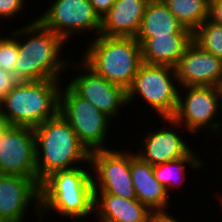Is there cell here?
Instances as JSON below:
<instances>
[{
  "instance_id": "cell-1",
  "label": "cell",
  "mask_w": 222,
  "mask_h": 222,
  "mask_svg": "<svg viewBox=\"0 0 222 222\" xmlns=\"http://www.w3.org/2000/svg\"><path fill=\"white\" fill-rule=\"evenodd\" d=\"M66 44L69 43L36 18L19 27L14 76L19 81L64 80L62 72H67L70 62L62 54Z\"/></svg>"
},
{
  "instance_id": "cell-2",
  "label": "cell",
  "mask_w": 222,
  "mask_h": 222,
  "mask_svg": "<svg viewBox=\"0 0 222 222\" xmlns=\"http://www.w3.org/2000/svg\"><path fill=\"white\" fill-rule=\"evenodd\" d=\"M89 167L90 161L85 166L56 171L40 183L39 220H44L47 218L44 216L51 212L59 214L61 218L66 217L65 220L72 219V222L94 215L93 177Z\"/></svg>"
},
{
  "instance_id": "cell-3",
  "label": "cell",
  "mask_w": 222,
  "mask_h": 222,
  "mask_svg": "<svg viewBox=\"0 0 222 222\" xmlns=\"http://www.w3.org/2000/svg\"><path fill=\"white\" fill-rule=\"evenodd\" d=\"M36 147V178L39 184L56 171L70 170L90 161L69 122L58 113L33 128Z\"/></svg>"
},
{
  "instance_id": "cell-4",
  "label": "cell",
  "mask_w": 222,
  "mask_h": 222,
  "mask_svg": "<svg viewBox=\"0 0 222 222\" xmlns=\"http://www.w3.org/2000/svg\"><path fill=\"white\" fill-rule=\"evenodd\" d=\"M80 58L96 74L126 91L143 63L141 45L135 37L98 35L88 39ZM85 52V53H84Z\"/></svg>"
},
{
  "instance_id": "cell-5",
  "label": "cell",
  "mask_w": 222,
  "mask_h": 222,
  "mask_svg": "<svg viewBox=\"0 0 222 222\" xmlns=\"http://www.w3.org/2000/svg\"><path fill=\"white\" fill-rule=\"evenodd\" d=\"M64 81H19L0 102L7 125L35 128L59 113Z\"/></svg>"
},
{
  "instance_id": "cell-6",
  "label": "cell",
  "mask_w": 222,
  "mask_h": 222,
  "mask_svg": "<svg viewBox=\"0 0 222 222\" xmlns=\"http://www.w3.org/2000/svg\"><path fill=\"white\" fill-rule=\"evenodd\" d=\"M176 68L168 65L142 63L127 90L128 105L141 98L157 117H173L179 97V83ZM178 84V85H176ZM139 98V99H138Z\"/></svg>"
},
{
  "instance_id": "cell-7",
  "label": "cell",
  "mask_w": 222,
  "mask_h": 222,
  "mask_svg": "<svg viewBox=\"0 0 222 222\" xmlns=\"http://www.w3.org/2000/svg\"><path fill=\"white\" fill-rule=\"evenodd\" d=\"M180 89L178 106L172 118L192 137L199 136L201 131L211 133L215 138L221 137L222 120L217 116L222 112V87L185 86Z\"/></svg>"
},
{
  "instance_id": "cell-8",
  "label": "cell",
  "mask_w": 222,
  "mask_h": 222,
  "mask_svg": "<svg viewBox=\"0 0 222 222\" xmlns=\"http://www.w3.org/2000/svg\"><path fill=\"white\" fill-rule=\"evenodd\" d=\"M63 84L60 90L59 113L69 122L80 143L89 153L112 149L108 146L109 143L107 144V135L113 122L111 118L80 97L68 84Z\"/></svg>"
},
{
  "instance_id": "cell-9",
  "label": "cell",
  "mask_w": 222,
  "mask_h": 222,
  "mask_svg": "<svg viewBox=\"0 0 222 222\" xmlns=\"http://www.w3.org/2000/svg\"><path fill=\"white\" fill-rule=\"evenodd\" d=\"M90 162L94 193H109L125 199H136L130 173V148L93 151L90 153Z\"/></svg>"
},
{
  "instance_id": "cell-10",
  "label": "cell",
  "mask_w": 222,
  "mask_h": 222,
  "mask_svg": "<svg viewBox=\"0 0 222 222\" xmlns=\"http://www.w3.org/2000/svg\"><path fill=\"white\" fill-rule=\"evenodd\" d=\"M53 3L36 19L67 43L76 34H100L101 18L89 0H52ZM83 32V33H82Z\"/></svg>"
},
{
  "instance_id": "cell-11",
  "label": "cell",
  "mask_w": 222,
  "mask_h": 222,
  "mask_svg": "<svg viewBox=\"0 0 222 222\" xmlns=\"http://www.w3.org/2000/svg\"><path fill=\"white\" fill-rule=\"evenodd\" d=\"M69 68L70 70H79V73L76 71L75 75L72 74L73 76L69 79L70 81L66 83L80 97L91 102L100 112L112 120L114 118L117 120V116L119 118V113H121L120 111H124L123 108H126V105H128L127 91L121 86L112 84L102 76L96 74L82 60L74 62L71 59L68 70Z\"/></svg>"
},
{
  "instance_id": "cell-12",
  "label": "cell",
  "mask_w": 222,
  "mask_h": 222,
  "mask_svg": "<svg viewBox=\"0 0 222 222\" xmlns=\"http://www.w3.org/2000/svg\"><path fill=\"white\" fill-rule=\"evenodd\" d=\"M0 174L36 178L33 128L7 125L0 132Z\"/></svg>"
},
{
  "instance_id": "cell-13",
  "label": "cell",
  "mask_w": 222,
  "mask_h": 222,
  "mask_svg": "<svg viewBox=\"0 0 222 222\" xmlns=\"http://www.w3.org/2000/svg\"><path fill=\"white\" fill-rule=\"evenodd\" d=\"M39 185L37 178L0 174V222H25L32 206V212L36 214L33 216L38 219Z\"/></svg>"
},
{
  "instance_id": "cell-14",
  "label": "cell",
  "mask_w": 222,
  "mask_h": 222,
  "mask_svg": "<svg viewBox=\"0 0 222 222\" xmlns=\"http://www.w3.org/2000/svg\"><path fill=\"white\" fill-rule=\"evenodd\" d=\"M161 120L167 124L163 122L164 126L161 128H155L154 131L144 134V138L139 143L141 145H138L140 149L135 152L152 166L185 157L194 149L189 145L187 137L180 135L181 129L184 128L175 119L167 117ZM177 130H180L179 133Z\"/></svg>"
},
{
  "instance_id": "cell-15",
  "label": "cell",
  "mask_w": 222,
  "mask_h": 222,
  "mask_svg": "<svg viewBox=\"0 0 222 222\" xmlns=\"http://www.w3.org/2000/svg\"><path fill=\"white\" fill-rule=\"evenodd\" d=\"M175 68L180 87H222V59L207 52L193 40Z\"/></svg>"
},
{
  "instance_id": "cell-16",
  "label": "cell",
  "mask_w": 222,
  "mask_h": 222,
  "mask_svg": "<svg viewBox=\"0 0 222 222\" xmlns=\"http://www.w3.org/2000/svg\"><path fill=\"white\" fill-rule=\"evenodd\" d=\"M130 173L136 199L151 212H166L171 207L170 195L155 179L153 166L131 151Z\"/></svg>"
},
{
  "instance_id": "cell-17",
  "label": "cell",
  "mask_w": 222,
  "mask_h": 222,
  "mask_svg": "<svg viewBox=\"0 0 222 222\" xmlns=\"http://www.w3.org/2000/svg\"><path fill=\"white\" fill-rule=\"evenodd\" d=\"M150 0H116L101 18L100 35L136 37L145 8Z\"/></svg>"
},
{
  "instance_id": "cell-18",
  "label": "cell",
  "mask_w": 222,
  "mask_h": 222,
  "mask_svg": "<svg viewBox=\"0 0 222 222\" xmlns=\"http://www.w3.org/2000/svg\"><path fill=\"white\" fill-rule=\"evenodd\" d=\"M152 213L137 199L94 193L93 216L98 222H149Z\"/></svg>"
},
{
  "instance_id": "cell-19",
  "label": "cell",
  "mask_w": 222,
  "mask_h": 222,
  "mask_svg": "<svg viewBox=\"0 0 222 222\" xmlns=\"http://www.w3.org/2000/svg\"><path fill=\"white\" fill-rule=\"evenodd\" d=\"M169 34H192L185 29L163 1L150 0L135 39L142 46L149 38Z\"/></svg>"
},
{
  "instance_id": "cell-20",
  "label": "cell",
  "mask_w": 222,
  "mask_h": 222,
  "mask_svg": "<svg viewBox=\"0 0 222 222\" xmlns=\"http://www.w3.org/2000/svg\"><path fill=\"white\" fill-rule=\"evenodd\" d=\"M192 34H169L149 38L142 46V61L146 64L176 67Z\"/></svg>"
},
{
  "instance_id": "cell-21",
  "label": "cell",
  "mask_w": 222,
  "mask_h": 222,
  "mask_svg": "<svg viewBox=\"0 0 222 222\" xmlns=\"http://www.w3.org/2000/svg\"><path fill=\"white\" fill-rule=\"evenodd\" d=\"M196 152L197 149L180 159L153 166L155 179L167 190L169 195L170 192L172 193V189L181 187L187 180V166L197 170L206 165L203 163V157L201 158Z\"/></svg>"
},
{
  "instance_id": "cell-22",
  "label": "cell",
  "mask_w": 222,
  "mask_h": 222,
  "mask_svg": "<svg viewBox=\"0 0 222 222\" xmlns=\"http://www.w3.org/2000/svg\"><path fill=\"white\" fill-rule=\"evenodd\" d=\"M180 24L192 34L209 18L210 0H163Z\"/></svg>"
},
{
  "instance_id": "cell-23",
  "label": "cell",
  "mask_w": 222,
  "mask_h": 222,
  "mask_svg": "<svg viewBox=\"0 0 222 222\" xmlns=\"http://www.w3.org/2000/svg\"><path fill=\"white\" fill-rule=\"evenodd\" d=\"M192 40L207 52L222 59V24L206 19L192 34Z\"/></svg>"
},
{
  "instance_id": "cell-24",
  "label": "cell",
  "mask_w": 222,
  "mask_h": 222,
  "mask_svg": "<svg viewBox=\"0 0 222 222\" xmlns=\"http://www.w3.org/2000/svg\"><path fill=\"white\" fill-rule=\"evenodd\" d=\"M10 32L9 35H0V66L2 70L14 74L18 56V28Z\"/></svg>"
},
{
  "instance_id": "cell-25",
  "label": "cell",
  "mask_w": 222,
  "mask_h": 222,
  "mask_svg": "<svg viewBox=\"0 0 222 222\" xmlns=\"http://www.w3.org/2000/svg\"><path fill=\"white\" fill-rule=\"evenodd\" d=\"M26 4H28L26 0H0V20L10 21L12 19L13 21L16 17L21 16L19 14L24 12L23 9L26 11Z\"/></svg>"
},
{
  "instance_id": "cell-26",
  "label": "cell",
  "mask_w": 222,
  "mask_h": 222,
  "mask_svg": "<svg viewBox=\"0 0 222 222\" xmlns=\"http://www.w3.org/2000/svg\"><path fill=\"white\" fill-rule=\"evenodd\" d=\"M18 83L13 73L0 70V102Z\"/></svg>"
},
{
  "instance_id": "cell-27",
  "label": "cell",
  "mask_w": 222,
  "mask_h": 222,
  "mask_svg": "<svg viewBox=\"0 0 222 222\" xmlns=\"http://www.w3.org/2000/svg\"><path fill=\"white\" fill-rule=\"evenodd\" d=\"M116 0H89L94 11L102 18L113 6Z\"/></svg>"
},
{
  "instance_id": "cell-28",
  "label": "cell",
  "mask_w": 222,
  "mask_h": 222,
  "mask_svg": "<svg viewBox=\"0 0 222 222\" xmlns=\"http://www.w3.org/2000/svg\"><path fill=\"white\" fill-rule=\"evenodd\" d=\"M209 19L222 24V0H210Z\"/></svg>"
},
{
  "instance_id": "cell-29",
  "label": "cell",
  "mask_w": 222,
  "mask_h": 222,
  "mask_svg": "<svg viewBox=\"0 0 222 222\" xmlns=\"http://www.w3.org/2000/svg\"><path fill=\"white\" fill-rule=\"evenodd\" d=\"M171 212H154L152 213L149 222H181L179 219L177 220L176 216L171 215ZM183 222V221H182Z\"/></svg>"
},
{
  "instance_id": "cell-30",
  "label": "cell",
  "mask_w": 222,
  "mask_h": 222,
  "mask_svg": "<svg viewBox=\"0 0 222 222\" xmlns=\"http://www.w3.org/2000/svg\"><path fill=\"white\" fill-rule=\"evenodd\" d=\"M7 126L6 121L4 119L3 111L0 106V132Z\"/></svg>"
},
{
  "instance_id": "cell-31",
  "label": "cell",
  "mask_w": 222,
  "mask_h": 222,
  "mask_svg": "<svg viewBox=\"0 0 222 222\" xmlns=\"http://www.w3.org/2000/svg\"><path fill=\"white\" fill-rule=\"evenodd\" d=\"M217 194H221L220 191H219V193H216L214 196H215V197H217V196L219 197V196H220V197H219L220 199H218L217 201L220 202V205H221V207H222V195H217Z\"/></svg>"
}]
</instances>
